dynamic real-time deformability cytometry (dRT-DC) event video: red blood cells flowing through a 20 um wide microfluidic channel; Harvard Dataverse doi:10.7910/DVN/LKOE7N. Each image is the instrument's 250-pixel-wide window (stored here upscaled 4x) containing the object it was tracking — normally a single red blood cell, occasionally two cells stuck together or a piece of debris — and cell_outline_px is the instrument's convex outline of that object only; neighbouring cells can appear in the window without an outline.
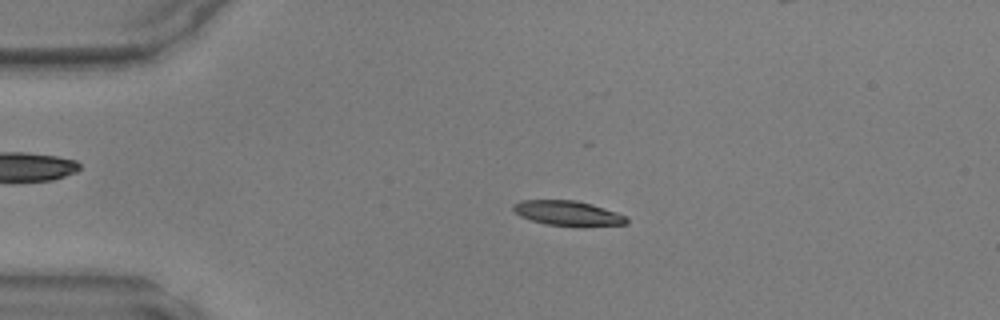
{"species": "common noctule bat (a hibernating species)", "species_latin": "Nyctalus noctula", "temperature_condition": "warm", "stored_images_in_passage": 48, "camera_frame_rate_fps": 3000, "um_per_image_px": 0.085, "animal": {"sex": "male", "body_mass_g": 17.9, "forearm_length_mm": 54.2}, "frame": {"image": 1, "passage_image": 10, "time_ms": 3.0, "image_size_px": [1000, 320], "cell_outline_px": [[628, 224], [584, 228], [580, 228], [544, 224], [520, 216], [512, 208], [512, 204], [520, 200], [576, 200], [592, 204], [616, 212], [624, 216], [628, 220]], "centroid_in_image_um": [48.29, 18.15], "position_along_channel_um": 36.7, "area_um2": 16.94}}
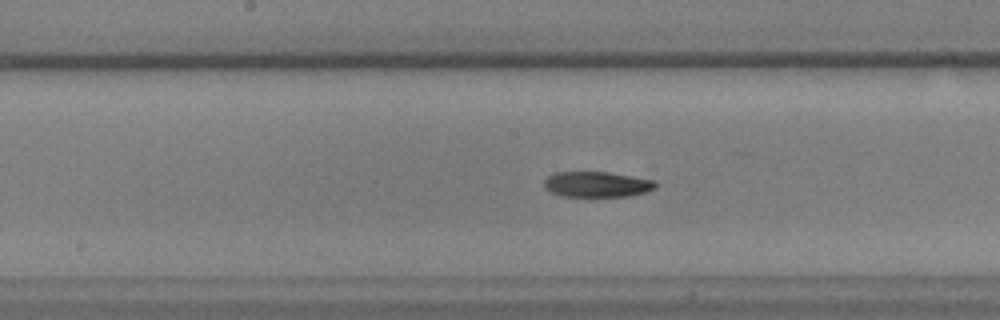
{"frame": {"image": 2, "passage_image": 24, "time_ms": 7.667, "image_size_px": [1000, 320], "cell_outline_px": [[656, 188], [648, 192], [628, 196], [588, 200], [560, 196], [544, 188], [544, 180], [548, 176], [556, 172], [608, 172], [656, 180]], "centroid_in_image_um": [50.74, 15.73], "position_along_channel_um": 197.5, "area_um2": 17.63}}
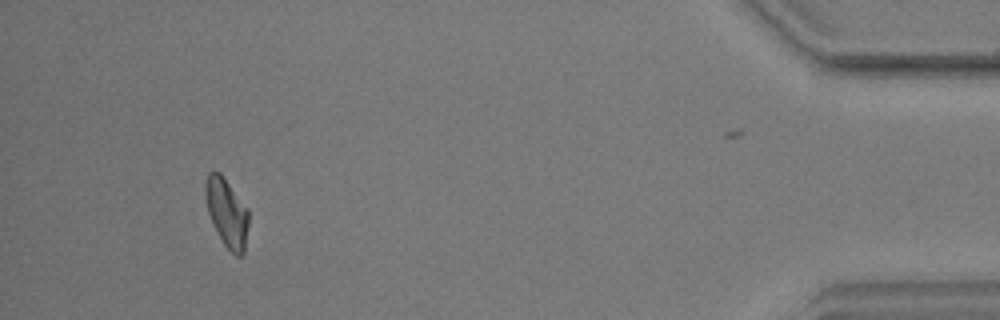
{"frame": {"image": 3, "passage_image": 44, "time_ms": 14.333, "image_size_px": [1000, 320], "cell_outline_px": [[248, 224], [244, 252], [240, 256], [236, 256], [224, 244], [208, 212], [204, 192], [204, 184], [208, 172], [220, 172], [248, 208]], "centroid_in_image_um": [19.28, 18.03], "position_along_channel_um": 415.9, "area_um2": 16.99}}